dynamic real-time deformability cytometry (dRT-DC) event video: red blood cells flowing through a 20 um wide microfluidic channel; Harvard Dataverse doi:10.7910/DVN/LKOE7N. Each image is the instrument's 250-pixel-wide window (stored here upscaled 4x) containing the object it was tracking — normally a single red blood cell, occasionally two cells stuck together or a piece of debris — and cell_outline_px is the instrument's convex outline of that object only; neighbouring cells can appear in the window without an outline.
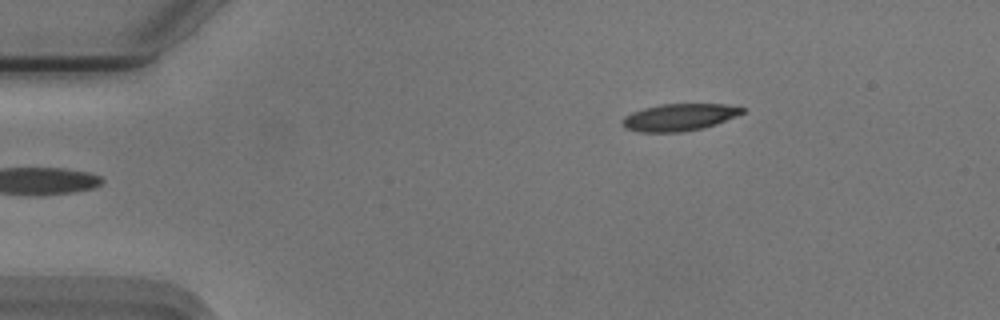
{"species": "Egyptian fruit bat (a non-hibernating species)", "species_latin": "Rousettus aegyptiacus", "temperature_condition": "cold", "stored_images_in_passage": 47, "camera_frame_rate_fps": 3000, "um_per_image_px": 0.085, "animal": {"sex": "male"}, "frame": {"image": 1, "passage_image": 1, "time_ms": 0.0, "image_size_px": [1000, 320], "cell_outline_px": [[744, 112], [736, 116], [716, 124], [704, 128], [680, 132], [640, 132], [624, 128], [620, 124], [620, 120], [624, 116], [632, 112], [644, 108], [660, 104], [724, 104], [744, 108]], "centroid_in_image_um": [57.68, 9.97], "position_along_channel_um": 27.3, "area_um2": 19.02}}
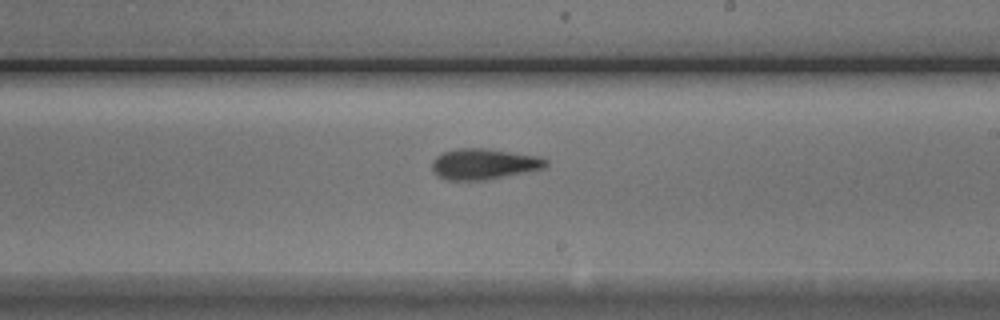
{"frame": {"image": 2, "passage_image": 24, "time_ms": 7.667, "image_size_px": [1000, 320], "cell_outline_px": [[548, 164], [544, 168], [484, 180], [448, 180], [436, 176], [432, 172], [432, 160], [436, 156], [444, 152], [456, 148], [488, 148], [540, 156], [548, 160]], "centroid_in_image_um": [41.1, 13.93], "position_along_channel_um": 247.9, "area_um2": 20.58}}
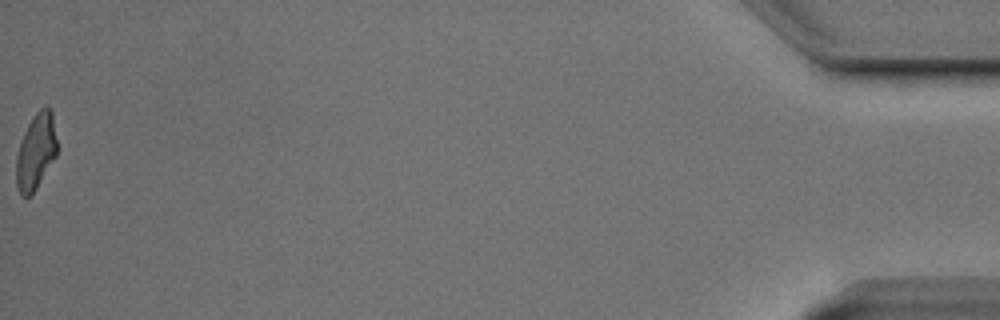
{"frame": {"image": 3, "passage_image": 47, "time_ms": 15.333, "image_size_px": [1000, 320], "cell_outline_px": [[56, 156], [36, 188], [28, 196], [20, 196], [16, 188], [16, 156], [24, 132], [32, 116], [40, 108], [48, 108], [52, 112], [56, 140]], "centroid_in_image_um": [3.02, 12.9], "position_along_channel_um": 432.2, "area_um2": 17.8}, "authors_computed_cell_mechanics": {"area_um2": 19.652, "velocity_mm_per_s": 3.7365, "shape_relaxation_time_tau1_ms": 4.6609, "shape_relaxation_time_tau2_ms": 4.1279, "deformation_change_tau1": 0.1685, "deformation_change_tau2": 0.1468}}